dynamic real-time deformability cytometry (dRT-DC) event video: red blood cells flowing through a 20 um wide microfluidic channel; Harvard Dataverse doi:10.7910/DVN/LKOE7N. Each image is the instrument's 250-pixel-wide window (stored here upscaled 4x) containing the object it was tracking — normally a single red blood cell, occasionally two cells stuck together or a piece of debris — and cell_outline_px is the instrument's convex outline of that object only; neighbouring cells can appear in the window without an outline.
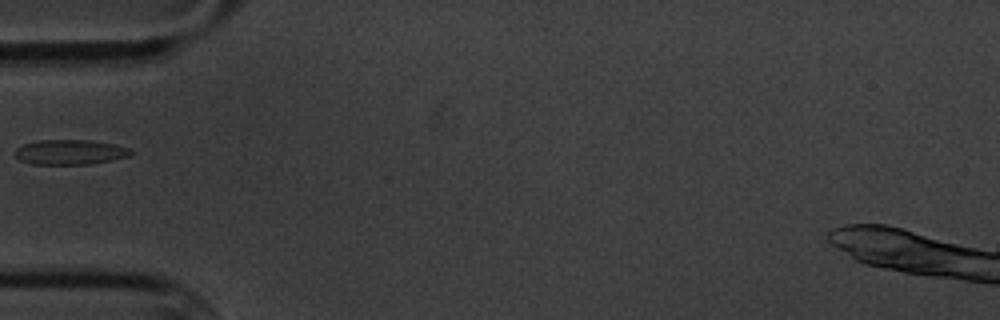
{"species": "common noctule bat (a hibernating species)", "species_latin": "Nyctalus noctula", "temperature_condition": "cold", "stored_images_in_passage": 1, "camera_frame_rate_fps": 3000, "um_per_image_px": 0.085, "animal": {"sex": "male", "body_mass_g": 20.1, "forearm_length_mm": 53.5}, "frame": {"image": 1, "passage_image": 1, "time_ms": 0.0, "image_size_px": [1000, 320], "cell_outline_px": [[132, 152], [128, 156], [112, 160], [88, 164], [32, 164], [20, 160], [16, 156], [16, 148], [24, 144], [40, 140], [92, 140], [112, 144], [128, 148]], "centroid_in_image_um": [5.93, 12.93], "position_along_channel_um": 79.1, "area_um2": 16.59}}